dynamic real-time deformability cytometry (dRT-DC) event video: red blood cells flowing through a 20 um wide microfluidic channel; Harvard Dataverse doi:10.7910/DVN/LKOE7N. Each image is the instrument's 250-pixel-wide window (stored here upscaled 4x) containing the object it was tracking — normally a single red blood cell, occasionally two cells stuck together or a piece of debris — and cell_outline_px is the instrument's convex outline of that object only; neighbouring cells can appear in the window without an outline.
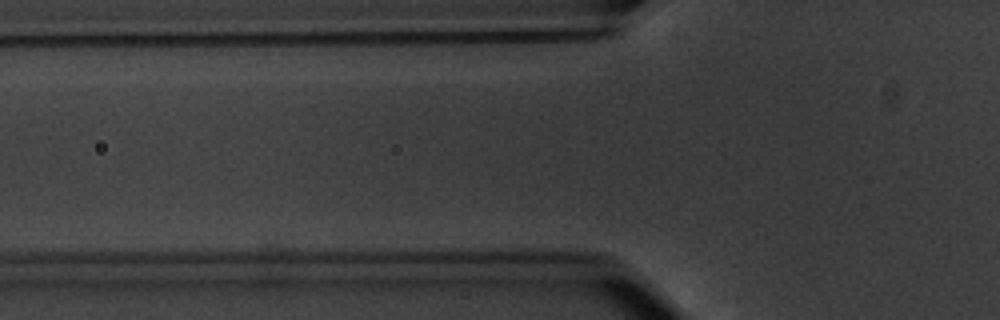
{"species": "common noctule bat (a hibernating species)", "species_latin": "Nyctalus noctula", "temperature_condition": "warm", "stored_images_in_passage": 8, "camera_frame_rate_fps": 3000, "um_per_image_px": 0.085, "animal": {"sex": "male", "body_mass_g": 20.1, "forearm_length_mm": 53.5}, "frame": {"image": 1, "passage_image": 5, "time_ms": 5.333, "image_size_px": [1000, 320], "cell_outline_px": [[580, 192], [564, 208], [508, 208], [452, 200], [452, 188], [572, 188]], "centroid_in_image_um": [43.92, 16.75], "position_along_channel_um": 81.9, "area_um2": 15.84}}